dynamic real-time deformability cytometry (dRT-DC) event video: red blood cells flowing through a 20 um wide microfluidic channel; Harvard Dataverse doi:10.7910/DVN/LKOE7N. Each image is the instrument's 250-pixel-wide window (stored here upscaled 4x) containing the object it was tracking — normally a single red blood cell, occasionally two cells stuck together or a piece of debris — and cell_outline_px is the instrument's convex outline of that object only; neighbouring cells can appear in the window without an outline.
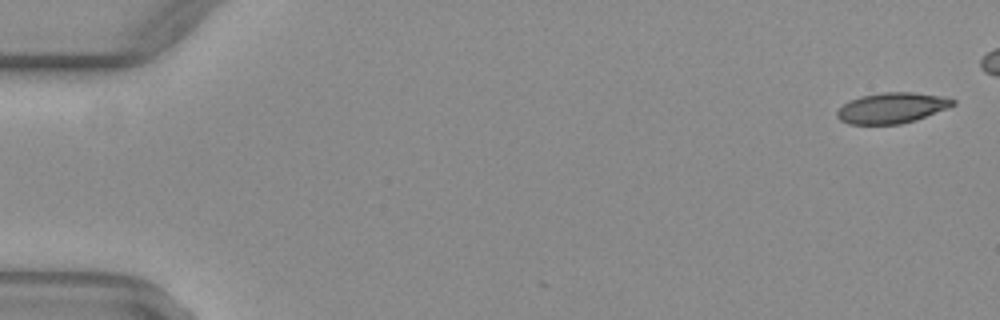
{"species": "common noctule bat (a hibernating species)", "species_latin": "Nyctalus noctula", "temperature_condition": "warm", "stored_images_in_passage": 46, "camera_frame_rate_fps": 3000, "um_per_image_px": 0.085, "animal": {"sex": "female", "body_mass_g": 29.2, "forearm_length_mm": 56.3}, "frame": {"image": 1, "passage_image": 2, "time_ms": 0.333, "image_size_px": [1000, 320], "cell_outline_px": [[956, 104], [948, 108], [916, 120], [900, 124], [848, 124], [840, 120], [836, 116], [836, 112], [848, 100], [860, 96], [884, 92], [912, 92], [944, 96], [956, 100]], "centroid_in_image_um": [75.82, 9.17], "position_along_channel_um": 9.2, "area_um2": 20.81}}
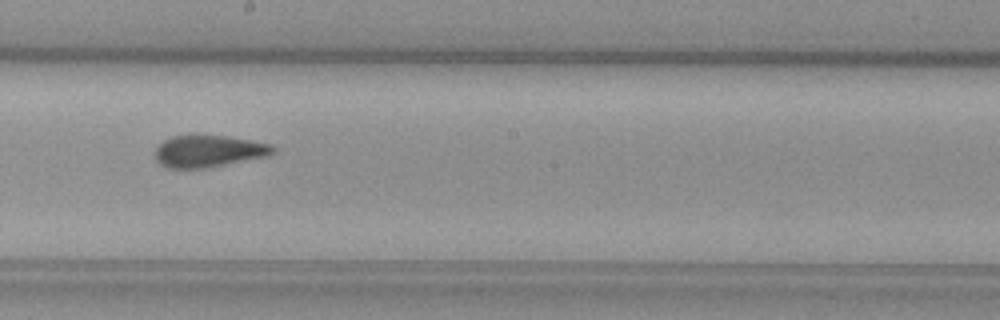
{"frame": {"image": 2, "passage_image": 30, "time_ms": 9.667, "image_size_px": [1000, 320], "cell_outline_px": [[276, 152], [268, 156], [204, 168], [168, 168], [160, 164], [156, 160], [156, 148], [164, 140], [172, 136], [192, 132], [228, 136], [272, 144], [276, 148]], "centroid_in_image_um": [17.73, 12.8], "position_along_channel_um": 230.5, "area_um2": 22.54}}
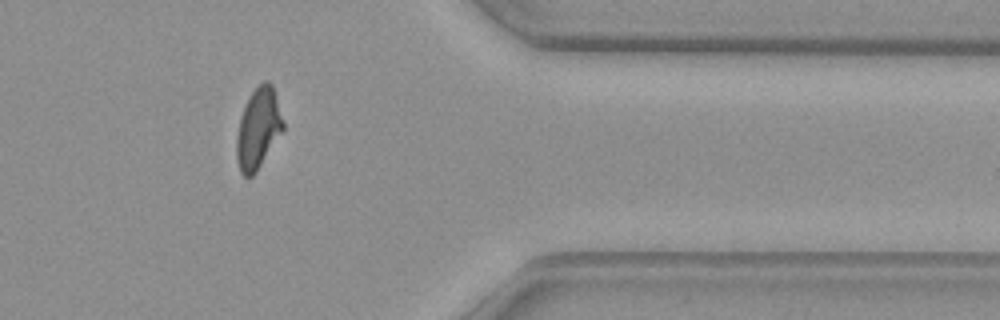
{"frame": {"image": 3, "passage_image": 43, "time_ms": 14.0, "image_size_px": [1000, 320], "cell_outline_px": [[284, 128], [256, 172], [252, 176], [244, 176], [240, 172], [236, 160], [236, 140], [240, 120], [244, 108], [252, 92], [264, 80], [268, 80], [272, 84], [284, 124]], "centroid_in_image_um": [21.94, 10.94], "position_along_channel_um": 389.5, "area_um2": 21.39}}